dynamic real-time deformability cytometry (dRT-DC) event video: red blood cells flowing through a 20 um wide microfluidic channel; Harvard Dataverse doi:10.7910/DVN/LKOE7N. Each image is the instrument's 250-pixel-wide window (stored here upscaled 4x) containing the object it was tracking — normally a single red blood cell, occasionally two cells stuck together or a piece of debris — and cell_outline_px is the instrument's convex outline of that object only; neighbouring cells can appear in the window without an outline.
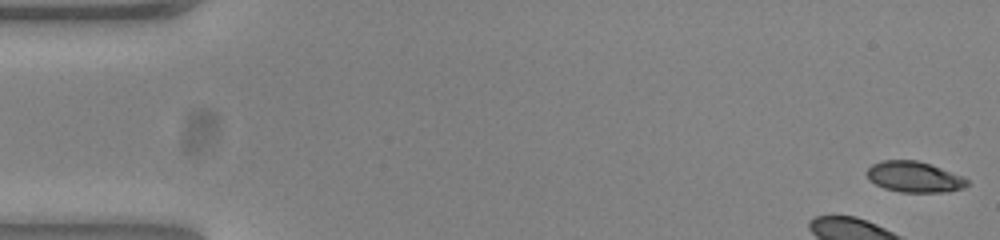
{"species": "common noctule bat (a hibernating species)", "species_latin": "Nyctalus noctula", "temperature_condition": "warm", "stored_images_in_passage": 52, "camera_frame_rate_fps": 3000, "um_per_image_px": 0.085, "animal": {"sex": "female", "body_mass_g": 23.0, "forearm_length_mm": 53.4}, "frame": {"image": 1, "passage_image": 1, "time_ms": 0.0, "image_size_px": [1000, 240], "cell_outline_px": [[968, 184], [964, 188], [948, 192], [900, 192], [884, 188], [876, 184], [868, 176], [868, 168], [872, 164], [884, 160], [916, 160], [940, 168], [960, 176], [968, 180]], "centroid_in_image_um": [77.72, 15.05], "position_along_channel_um": 7.3, "area_um2": 17.63}, "authors_computed_cell_mechanics": {"area_um2": 19.0451, "velocity_mm_per_s": 3.812, "shape_relaxation_time_tau1_ms": 1.961, "shape_relaxation_time_tau2_ms": null, "deformation_change_tau1": 0.1283, "deformation_change_tau2": null}}